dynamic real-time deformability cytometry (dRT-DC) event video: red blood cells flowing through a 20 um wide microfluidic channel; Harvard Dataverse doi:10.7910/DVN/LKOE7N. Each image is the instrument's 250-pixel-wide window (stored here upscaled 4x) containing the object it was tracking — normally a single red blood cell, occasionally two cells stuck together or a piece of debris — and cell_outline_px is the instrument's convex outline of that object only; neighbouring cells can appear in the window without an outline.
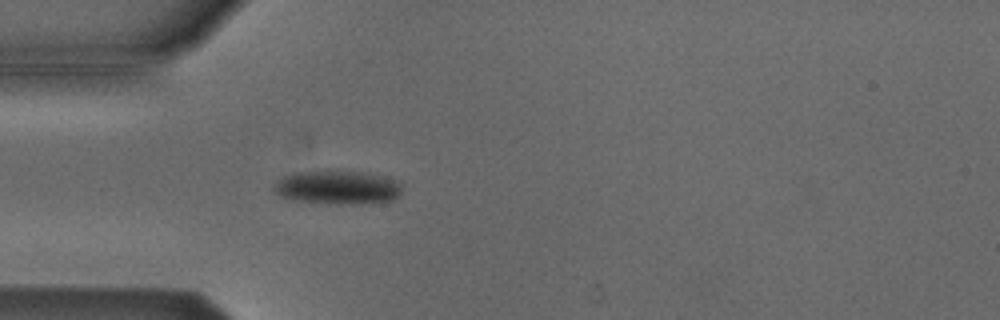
{"species": "Egyptian fruit bat (a non-hibernating species)", "species_latin": "Rousettus aegyptiacus", "temperature_condition": "cold", "stored_images_in_passage": 46, "camera_frame_rate_fps": 3000, "um_per_image_px": 0.085, "animal": {"sex": "male"}, "frame": {"image": 1, "passage_image": 8, "time_ms": 2.333, "image_size_px": [1000, 320], "cell_outline_px": [[400, 196], [392, 200], [356, 204], [328, 204], [292, 200], [280, 196], [272, 188], [276, 180], [292, 172], [360, 172], [380, 176], [396, 180], [400, 184]], "centroid_in_image_um": [28.64, 15.96], "position_along_channel_um": 56.4, "area_um2": 24.91}}
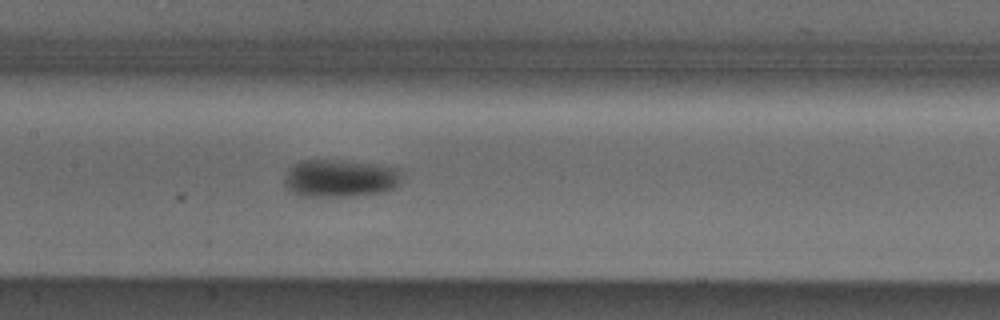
{"frame": {"image": 2, "passage_image": 18, "time_ms": 5.667, "image_size_px": [1000, 320], "cell_outline_px": [[404, 172], [400, 184], [396, 188], [384, 192], [352, 196], [300, 196], [292, 192], [284, 184], [284, 176], [288, 168], [292, 164], [300, 160], [340, 160], [384, 164], [400, 168]], "centroid_in_image_um": [28.97, 15.13], "position_along_channel_um": 178.4, "area_um2": 26.59}}
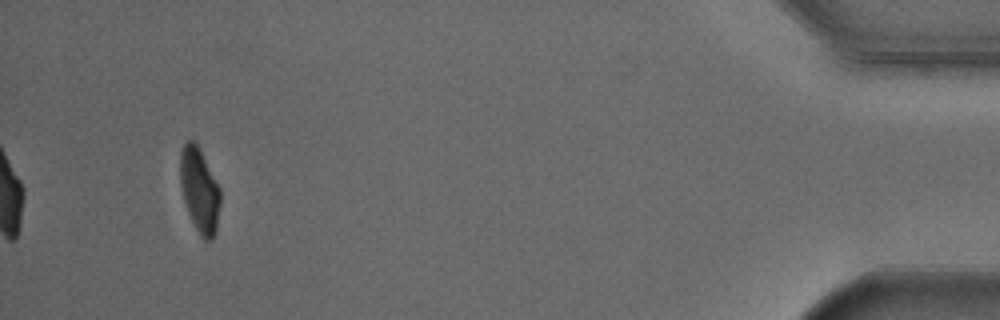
{"frame": {"image": 3, "passage_image": 43, "time_ms": 14.0, "image_size_px": [1000, 320], "cell_outline_px": [[220, 204], [216, 232], [212, 240], [204, 240], [200, 236], [188, 212], [184, 200], [180, 184], [180, 152], [184, 144], [188, 140], [192, 140], [196, 144], [220, 188]], "centroid_in_image_um": [16.96, 16.21], "position_along_channel_um": 418.2, "area_um2": 19.48}, "authors_computed_cell_mechanics": {"area_um2": 23.0044, "velocity_mm_per_s": 3.8045, "shape_relaxation_time_tau1_ms": 3.7154, "shape_relaxation_time_tau2_ms": null, "deformation_change_tau1": 0.1042, "deformation_change_tau2": null}}